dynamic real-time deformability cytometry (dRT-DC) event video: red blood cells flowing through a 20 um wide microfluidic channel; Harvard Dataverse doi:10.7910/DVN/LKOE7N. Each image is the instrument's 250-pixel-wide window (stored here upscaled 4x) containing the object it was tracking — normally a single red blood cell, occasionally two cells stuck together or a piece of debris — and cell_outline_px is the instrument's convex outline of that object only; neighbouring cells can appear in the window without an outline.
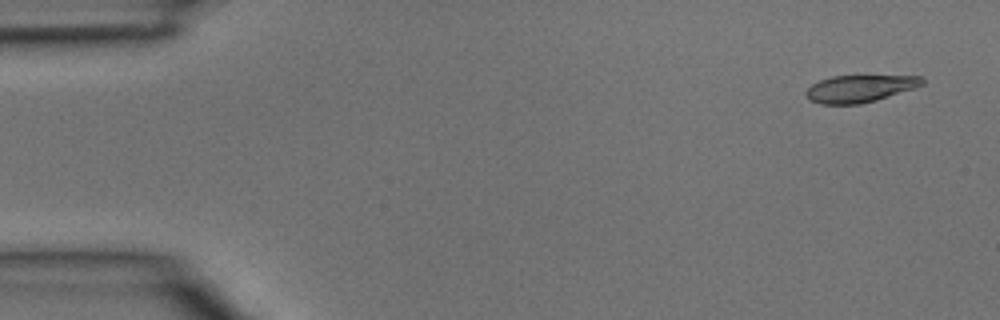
{"species": "common noctule bat (a hibernating species)", "species_latin": "Nyctalus noctula", "temperature_condition": "room temperature", "stored_images_in_passage": 4, "camera_frame_rate_fps": 3000, "um_per_image_px": 0.085, "animal": {"sex": "male", "body_mass_g": 15.6}, "frame": {"image": 1, "passage_image": 1, "time_ms": 0.0, "image_size_px": [1000, 320], "cell_outline_px": [[924, 84], [916, 88], [876, 100], [860, 104], [820, 104], [808, 100], [804, 92], [812, 84], [820, 80], [832, 76], [924, 76]], "centroid_in_image_um": [73.08, 7.53], "position_along_channel_um": 11.9, "area_um2": 18.5}}